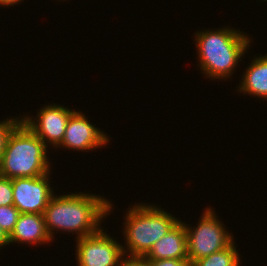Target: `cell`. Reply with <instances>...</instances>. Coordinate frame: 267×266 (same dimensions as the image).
Wrapping results in <instances>:
<instances>
[{"label": "cell", "instance_id": "11", "mask_svg": "<svg viewBox=\"0 0 267 266\" xmlns=\"http://www.w3.org/2000/svg\"><path fill=\"white\" fill-rule=\"evenodd\" d=\"M53 240L49 236L44 216L42 214L21 213L14 230L9 236V244L23 243L24 245L49 244Z\"/></svg>", "mask_w": 267, "mask_h": 266}, {"label": "cell", "instance_id": "17", "mask_svg": "<svg viewBox=\"0 0 267 266\" xmlns=\"http://www.w3.org/2000/svg\"><path fill=\"white\" fill-rule=\"evenodd\" d=\"M151 266H192L189 260L178 259H162V260H147Z\"/></svg>", "mask_w": 267, "mask_h": 266}, {"label": "cell", "instance_id": "20", "mask_svg": "<svg viewBox=\"0 0 267 266\" xmlns=\"http://www.w3.org/2000/svg\"><path fill=\"white\" fill-rule=\"evenodd\" d=\"M23 0H0V7L1 6H4L3 8H5V6L6 7H10V6H12V7H14V5L16 4H19V3H21Z\"/></svg>", "mask_w": 267, "mask_h": 266}, {"label": "cell", "instance_id": "1", "mask_svg": "<svg viewBox=\"0 0 267 266\" xmlns=\"http://www.w3.org/2000/svg\"><path fill=\"white\" fill-rule=\"evenodd\" d=\"M113 207L106 197L98 194H54L43 213L45 226L52 240L59 230L76 234V239L93 235L102 229L103 219L113 212Z\"/></svg>", "mask_w": 267, "mask_h": 266}, {"label": "cell", "instance_id": "15", "mask_svg": "<svg viewBox=\"0 0 267 266\" xmlns=\"http://www.w3.org/2000/svg\"><path fill=\"white\" fill-rule=\"evenodd\" d=\"M21 121V117H12L6 119L3 121L0 120V159L3 155V152L5 150L6 142L8 139L9 134L12 132L14 127Z\"/></svg>", "mask_w": 267, "mask_h": 266}, {"label": "cell", "instance_id": "13", "mask_svg": "<svg viewBox=\"0 0 267 266\" xmlns=\"http://www.w3.org/2000/svg\"><path fill=\"white\" fill-rule=\"evenodd\" d=\"M236 248L234 241L225 249L194 261L192 266H240L241 255Z\"/></svg>", "mask_w": 267, "mask_h": 266}, {"label": "cell", "instance_id": "19", "mask_svg": "<svg viewBox=\"0 0 267 266\" xmlns=\"http://www.w3.org/2000/svg\"><path fill=\"white\" fill-rule=\"evenodd\" d=\"M6 245H9V236L5 231L0 227V249Z\"/></svg>", "mask_w": 267, "mask_h": 266}, {"label": "cell", "instance_id": "3", "mask_svg": "<svg viewBox=\"0 0 267 266\" xmlns=\"http://www.w3.org/2000/svg\"><path fill=\"white\" fill-rule=\"evenodd\" d=\"M48 149L44 142L20 121L8 136L0 159V175L14 179L39 177L50 173L52 168Z\"/></svg>", "mask_w": 267, "mask_h": 266}, {"label": "cell", "instance_id": "14", "mask_svg": "<svg viewBox=\"0 0 267 266\" xmlns=\"http://www.w3.org/2000/svg\"><path fill=\"white\" fill-rule=\"evenodd\" d=\"M19 210L14 205L0 206V227L10 236L20 216Z\"/></svg>", "mask_w": 267, "mask_h": 266}, {"label": "cell", "instance_id": "8", "mask_svg": "<svg viewBox=\"0 0 267 266\" xmlns=\"http://www.w3.org/2000/svg\"><path fill=\"white\" fill-rule=\"evenodd\" d=\"M51 172L39 177L12 179L13 205L20 213H44L55 194L50 184Z\"/></svg>", "mask_w": 267, "mask_h": 266}, {"label": "cell", "instance_id": "18", "mask_svg": "<svg viewBox=\"0 0 267 266\" xmlns=\"http://www.w3.org/2000/svg\"><path fill=\"white\" fill-rule=\"evenodd\" d=\"M122 266H151L143 257H125Z\"/></svg>", "mask_w": 267, "mask_h": 266}, {"label": "cell", "instance_id": "2", "mask_svg": "<svg viewBox=\"0 0 267 266\" xmlns=\"http://www.w3.org/2000/svg\"><path fill=\"white\" fill-rule=\"evenodd\" d=\"M228 27L205 31L202 29L194 34L199 69L212 81L216 79L226 81L227 78H232L230 76L248 53L247 50L253 41L250 36L240 31V28L237 30Z\"/></svg>", "mask_w": 267, "mask_h": 266}, {"label": "cell", "instance_id": "9", "mask_svg": "<svg viewBox=\"0 0 267 266\" xmlns=\"http://www.w3.org/2000/svg\"><path fill=\"white\" fill-rule=\"evenodd\" d=\"M88 116L84 115L82 111H75L69 118L66 130L64 133L63 141L57 147L71 149L73 152L101 149L108 145L109 136L101 129L95 127L93 123L87 119Z\"/></svg>", "mask_w": 267, "mask_h": 266}, {"label": "cell", "instance_id": "10", "mask_svg": "<svg viewBox=\"0 0 267 266\" xmlns=\"http://www.w3.org/2000/svg\"><path fill=\"white\" fill-rule=\"evenodd\" d=\"M143 258L188 260L187 232L183 221L180 220L166 235L154 243Z\"/></svg>", "mask_w": 267, "mask_h": 266}, {"label": "cell", "instance_id": "4", "mask_svg": "<svg viewBox=\"0 0 267 266\" xmlns=\"http://www.w3.org/2000/svg\"><path fill=\"white\" fill-rule=\"evenodd\" d=\"M156 204L131 205L124 215L122 246L125 257H144L153 244L166 235L180 220ZM126 243V244H125ZM126 245V246H125Z\"/></svg>", "mask_w": 267, "mask_h": 266}, {"label": "cell", "instance_id": "5", "mask_svg": "<svg viewBox=\"0 0 267 266\" xmlns=\"http://www.w3.org/2000/svg\"><path fill=\"white\" fill-rule=\"evenodd\" d=\"M196 226L192 228L184 222L187 232L188 260L193 263L198 259L219 252L235 240L233 233H229L211 207L205 208ZM186 223V224H185Z\"/></svg>", "mask_w": 267, "mask_h": 266}, {"label": "cell", "instance_id": "16", "mask_svg": "<svg viewBox=\"0 0 267 266\" xmlns=\"http://www.w3.org/2000/svg\"><path fill=\"white\" fill-rule=\"evenodd\" d=\"M13 205L12 179L0 175V206Z\"/></svg>", "mask_w": 267, "mask_h": 266}, {"label": "cell", "instance_id": "7", "mask_svg": "<svg viewBox=\"0 0 267 266\" xmlns=\"http://www.w3.org/2000/svg\"><path fill=\"white\" fill-rule=\"evenodd\" d=\"M76 110L64 105L48 104L34 115H23L21 121L25 123L48 147L55 150L63 141L67 122ZM51 145V146H50Z\"/></svg>", "mask_w": 267, "mask_h": 266}, {"label": "cell", "instance_id": "6", "mask_svg": "<svg viewBox=\"0 0 267 266\" xmlns=\"http://www.w3.org/2000/svg\"><path fill=\"white\" fill-rule=\"evenodd\" d=\"M75 240L77 266H122L125 258L122 244L107 231L101 229Z\"/></svg>", "mask_w": 267, "mask_h": 266}, {"label": "cell", "instance_id": "12", "mask_svg": "<svg viewBox=\"0 0 267 266\" xmlns=\"http://www.w3.org/2000/svg\"><path fill=\"white\" fill-rule=\"evenodd\" d=\"M242 75L241 83L236 87L238 93L267 101V53L264 56L255 55Z\"/></svg>", "mask_w": 267, "mask_h": 266}]
</instances>
